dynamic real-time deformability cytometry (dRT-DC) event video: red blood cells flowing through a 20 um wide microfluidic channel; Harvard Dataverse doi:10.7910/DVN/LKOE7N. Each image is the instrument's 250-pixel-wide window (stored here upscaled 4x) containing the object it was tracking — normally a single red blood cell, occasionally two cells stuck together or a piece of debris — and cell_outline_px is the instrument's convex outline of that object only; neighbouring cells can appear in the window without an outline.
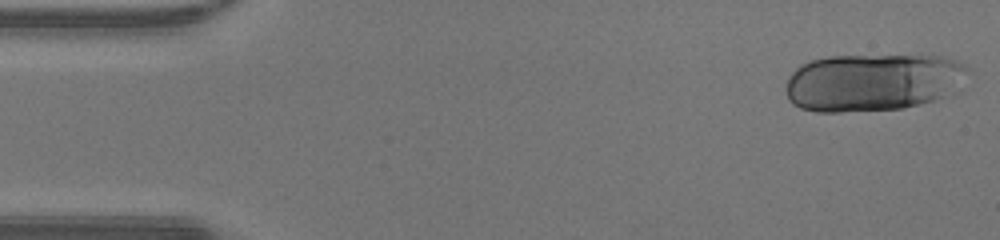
{"species": "human", "species_latin": "Homo sapiens", "temperature_condition": "warm", "stored_images_in_passage": 13, "camera_frame_rate_fps": 3000, "um_per_image_px": 0.085, "donor": {"sex": "male"}, "frame": {"image": 1, "passage_image": 1, "time_ms": 0.0, "image_size_px": [1000, 240], "cell_outline_px": [[968, 68], [960, 92], [952, 96], [904, 108], [840, 112], [816, 112], [800, 108], [792, 104], [788, 100], [788, 76], [800, 64], [812, 60], [828, 56], [940, 56], [956, 60], [964, 64]], "centroid_in_image_um": [74.24, 7.0], "position_along_channel_um": 10.8, "area_um2": 61.85}}
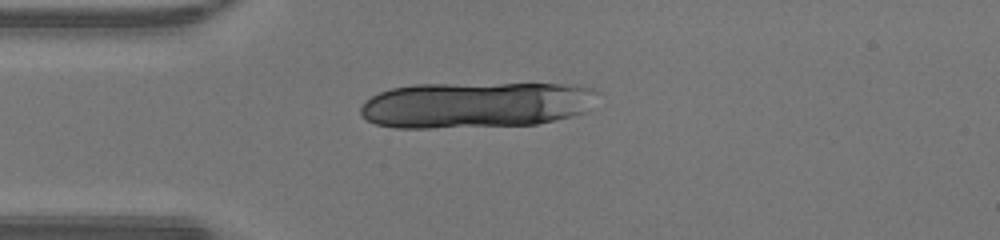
{"frame": {"image": 2, "passage_image": 11, "time_ms": 3.333, "image_size_px": [1000, 240], "cell_outline_px": [[596, 92], [588, 112], [572, 116], [536, 124], [432, 128], [396, 128], [376, 124], [360, 116], [360, 108], [372, 96], [380, 92], [392, 88], [416, 84], [576, 84], [592, 88]], "centroid_in_image_um": [40.44, 8.91], "position_along_channel_um": 44.6, "area_um2": 63.7}}